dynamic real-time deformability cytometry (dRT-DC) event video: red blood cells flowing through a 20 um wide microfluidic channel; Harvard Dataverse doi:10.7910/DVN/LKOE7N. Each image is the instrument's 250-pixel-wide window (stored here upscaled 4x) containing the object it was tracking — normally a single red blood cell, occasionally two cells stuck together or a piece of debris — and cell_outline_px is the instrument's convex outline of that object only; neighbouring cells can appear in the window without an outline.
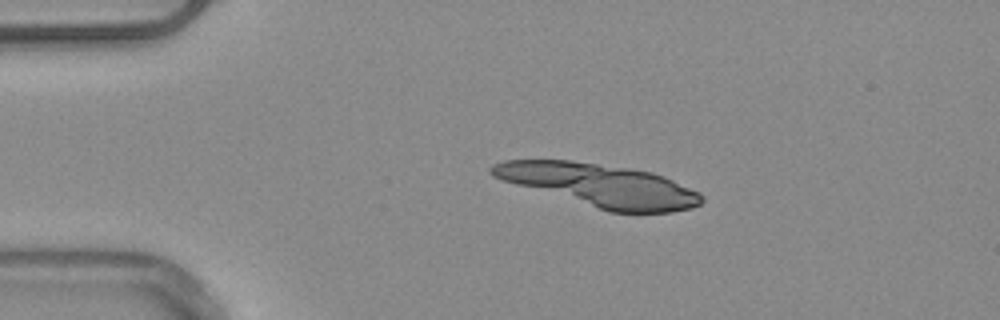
{"species": "common noctule bat (a hibernating species)", "species_latin": "Nyctalus noctula", "temperature_condition": "warm", "stored_images_in_passage": 31, "segment_of_instrument_passage": [1, 2], "camera_frame_rate_fps": 3000, "um_per_image_px": 0.085, "animal": {"sex": "male", "body_mass_g": 20.4}, "frame": {"image": 1, "passage_image": 6, "time_ms": 1.667, "image_size_px": [1000, 320], "cell_outline_px": [[700, 200], [696, 204], [684, 208], [660, 212], [620, 212], [604, 208], [596, 204], [584, 196], [604, 172], [644, 172], [656, 176], [692, 192], [700, 196]], "centroid_in_image_um": [54.33, 16.43], "position_along_channel_um": 30.7, "area_um2": 24.45}}